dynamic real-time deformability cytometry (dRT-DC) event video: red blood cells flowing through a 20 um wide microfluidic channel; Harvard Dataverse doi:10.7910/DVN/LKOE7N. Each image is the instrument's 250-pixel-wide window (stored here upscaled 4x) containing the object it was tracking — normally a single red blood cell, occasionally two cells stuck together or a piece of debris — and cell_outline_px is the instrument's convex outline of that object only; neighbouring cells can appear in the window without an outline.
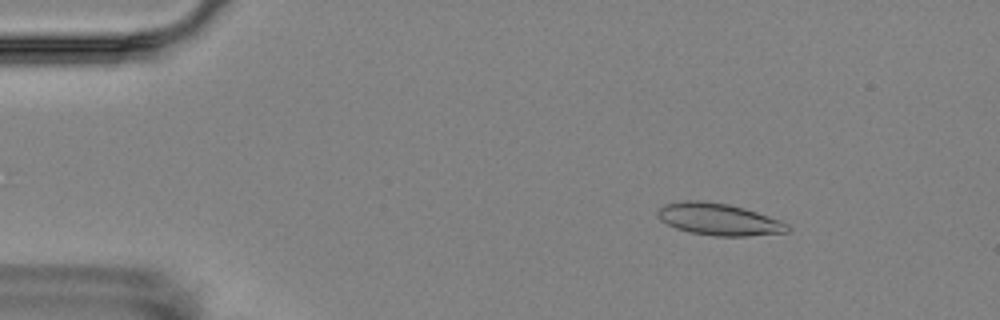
{"species": "Egyptian fruit bat (a non-hibernating species)", "species_latin": "Rousettus aegyptiacus", "temperature_condition": "room temperature", "stored_images_in_passage": 16, "camera_frame_rate_fps": 3000, "um_per_image_px": 0.085, "animal": {"sex": "female"}, "frame": {"image": 1, "passage_image": 2, "time_ms": 1.333, "image_size_px": [1000, 320], "cell_outline_px": [[788, 232], [748, 236], [716, 236], [688, 232], [676, 228], [660, 220], [656, 216], [656, 212], [664, 204], [684, 200], [700, 200], [728, 204], [744, 208], [780, 220], [788, 224]], "centroid_in_image_um": [61.06, 18.64], "position_along_channel_um": 23.9, "area_um2": 24.16}}
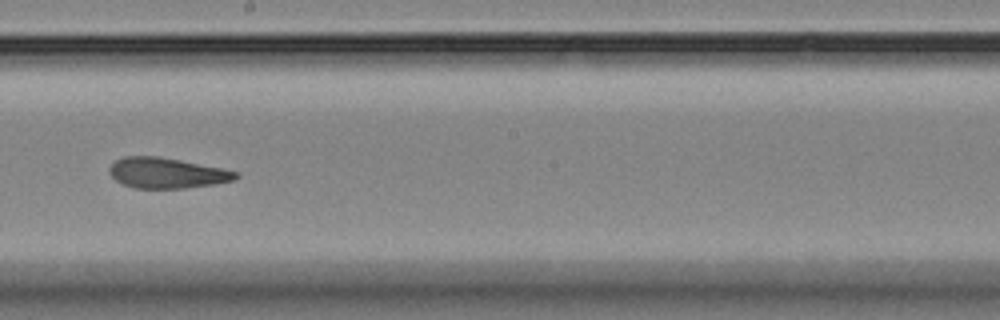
{"frame": {"image": 2, "passage_image": 9, "time_ms": 9.333, "image_size_px": [1000, 320], "cell_outline_px": [[240, 176], [236, 180], [216, 184], [184, 188], [136, 188], [124, 184], [116, 180], [108, 172], [108, 168], [116, 160], [124, 156], [156, 156], [220, 168], [240, 172]], "centroid_in_image_um": [14.19, 14.71], "position_along_channel_um": 234.0, "area_um2": 22.31}}
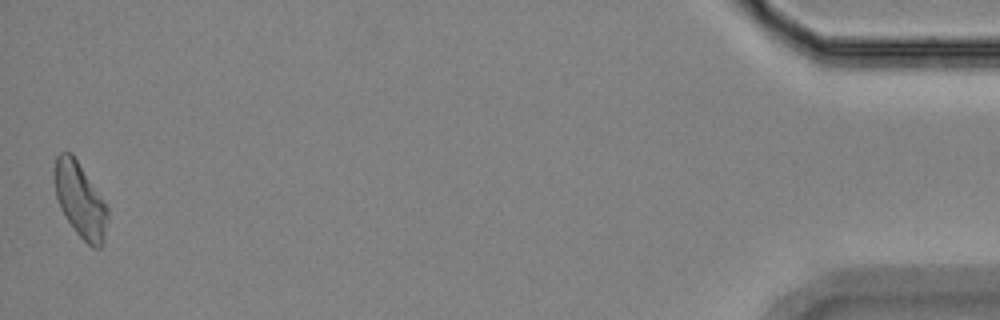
{"frame": {"image": 3, "passage_image": 16, "time_ms": 17.333, "image_size_px": [1000, 320], "cell_outline_px": [[108, 216], [104, 244], [100, 248], [92, 248], [76, 232], [60, 208], [56, 196], [52, 180], [52, 168], [56, 156], [60, 152], [72, 152], [108, 208]], "centroid_in_image_um": [6.78, 16.98], "position_along_channel_um": 428.4, "area_um2": 23.41}, "authors_computed_cell_mechanics": {"area_um2": 23.3512, "velocity_mm_per_s": 3.5349, "shape_relaxation_time_tau1_ms": 8.6877, "shape_relaxation_time_tau2_ms": 2.1447, "deformation_change_tau1": 0.2012, "deformation_change_tau2": 0.0926}}